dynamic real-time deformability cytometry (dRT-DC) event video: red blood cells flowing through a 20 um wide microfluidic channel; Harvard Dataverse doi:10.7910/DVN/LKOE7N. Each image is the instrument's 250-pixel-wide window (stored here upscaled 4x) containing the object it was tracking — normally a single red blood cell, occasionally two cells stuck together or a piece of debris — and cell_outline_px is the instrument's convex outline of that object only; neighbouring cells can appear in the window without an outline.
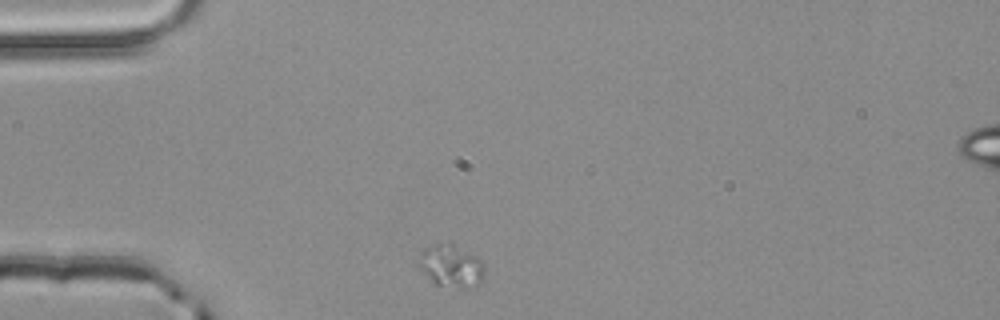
{"species": "common noctule bat (a hibernating species)", "species_latin": "Nyctalus noctula", "temperature_condition": "room temperature", "stored_images_in_passage": 1, "camera_frame_rate_fps": 3000, "um_per_image_px": 0.085, "animal": {"sex": "male", "body_mass_g": 20.4}, "frame": {"image": 1, "passage_image": 1, "time_ms": 0.0, "image_size_px": [1000, 320], "cell_outline_px": [[484, 276], [480, 284], [464, 288], [460, 288], [432, 284], [416, 264], [416, 260], [420, 252], [424, 248], [436, 244], [452, 244], [476, 256], [484, 264]], "centroid_in_image_um": [38.29, 22.63], "position_along_channel_um": 46.7, "area_um2": 16.47}}